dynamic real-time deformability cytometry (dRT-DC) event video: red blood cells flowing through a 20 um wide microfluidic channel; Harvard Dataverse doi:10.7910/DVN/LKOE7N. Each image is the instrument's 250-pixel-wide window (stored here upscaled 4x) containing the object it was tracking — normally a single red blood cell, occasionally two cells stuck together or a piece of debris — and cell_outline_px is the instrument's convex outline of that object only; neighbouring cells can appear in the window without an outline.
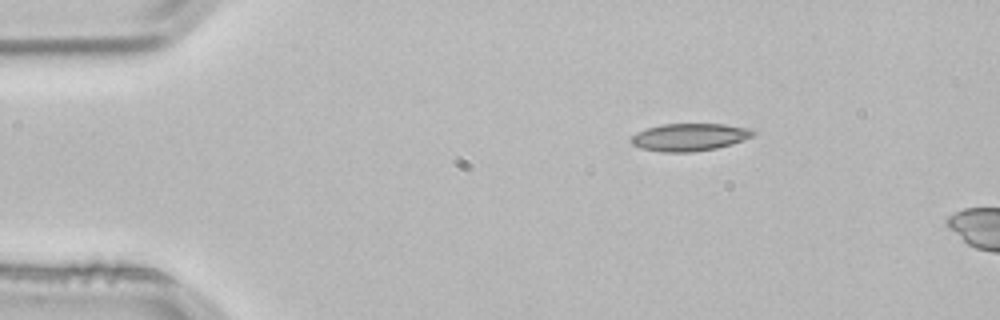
{"species": "common noctule bat (a hibernating species)", "species_latin": "Nyctalus noctula", "temperature_condition": "room temperature", "stored_images_in_passage": 6, "camera_frame_rate_fps": 3000, "um_per_image_px": 0.085, "animal": {"sex": "male", "body_mass_g": 21.5, "forearm_length_mm": 52.0}, "frame": {"image": 1, "passage_image": 1, "time_ms": 0.0, "image_size_px": [1000, 320], "cell_outline_px": [[756, 132], [752, 136], [744, 140], [732, 144], [716, 148], [692, 152], [660, 152], [640, 148], [632, 144], [632, 136], [636, 132], [660, 124], [724, 124], [748, 128]], "centroid_in_image_um": [58.6, 11.66], "position_along_channel_um": 26.4, "area_um2": 19.54}}